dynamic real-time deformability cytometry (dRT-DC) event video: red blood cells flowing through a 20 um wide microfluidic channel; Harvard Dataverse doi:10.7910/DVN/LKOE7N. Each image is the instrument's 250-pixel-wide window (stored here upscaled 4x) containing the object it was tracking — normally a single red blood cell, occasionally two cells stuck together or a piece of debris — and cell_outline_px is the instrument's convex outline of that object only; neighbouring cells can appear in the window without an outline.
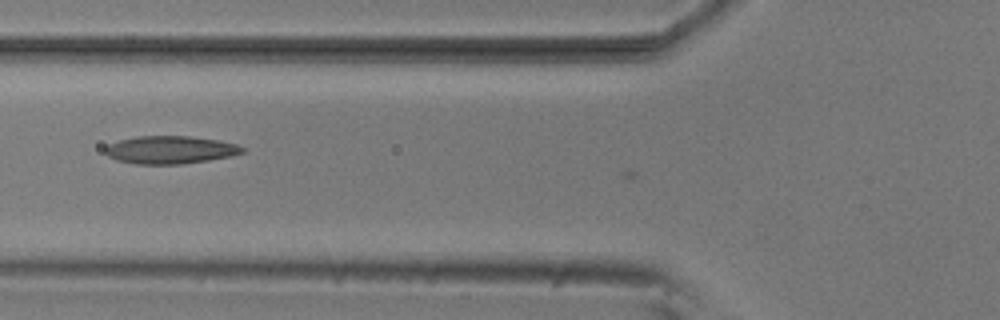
{"species": "common noctule bat (a hibernating species)", "species_latin": "Nyctalus noctula", "temperature_condition": "room temperature", "stored_images_in_passage": 7, "camera_frame_rate_fps": 3000, "um_per_image_px": 0.085, "animal": {"sex": "male", "body_mass_g": 20.5, "forearm_length_mm": 52.5}, "frame": {"image": 1, "passage_image": 6, "time_ms": 1.667, "image_size_px": [1000, 320], "cell_outline_px": [[244, 152], [232, 156], [208, 160], [180, 164], [136, 164], [116, 160], [108, 156], [104, 152], [104, 148], [108, 144], [120, 140], [136, 136], [188, 136], [216, 140], [236, 144], [244, 148]], "centroid_in_image_um": [14.43, 12.74], "position_along_channel_um": 111.4, "area_um2": 22.2}}